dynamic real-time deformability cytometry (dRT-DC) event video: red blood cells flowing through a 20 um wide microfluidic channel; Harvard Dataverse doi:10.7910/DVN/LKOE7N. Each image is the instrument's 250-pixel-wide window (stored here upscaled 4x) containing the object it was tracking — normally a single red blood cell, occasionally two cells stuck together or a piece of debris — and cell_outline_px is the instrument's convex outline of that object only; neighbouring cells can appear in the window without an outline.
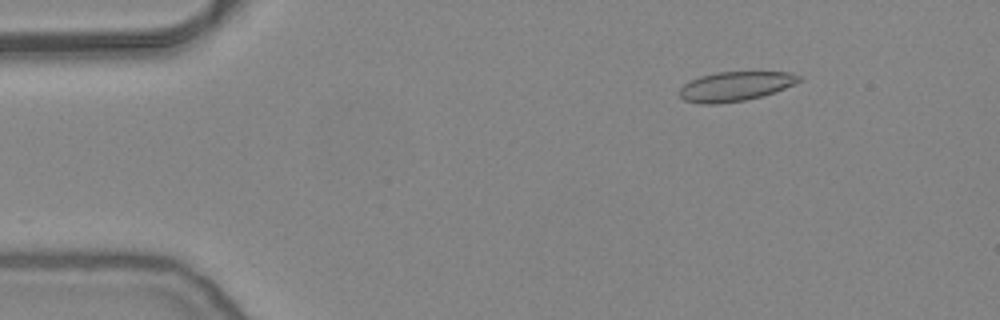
{"species": "common noctule bat (a hibernating species)", "species_latin": "Nyctalus noctula", "temperature_condition": "warm", "stored_images_in_passage": 53, "camera_frame_rate_fps": 3000, "um_per_image_px": 0.085, "animal": {"sex": "female", "body_mass_g": 24.6, "forearm_length_mm": 56.2}, "frame": {"image": 1, "passage_image": 7, "time_ms": 2.0, "image_size_px": [1000, 320], "cell_outline_px": [[804, 80], [764, 96], [744, 100], [720, 104], [700, 104], [684, 100], [680, 96], [680, 88], [684, 84], [700, 76], [716, 72], [792, 72], [800, 76]], "centroid_in_image_um": [62.52, 7.34], "position_along_channel_um": 22.5, "area_um2": 20.58}}
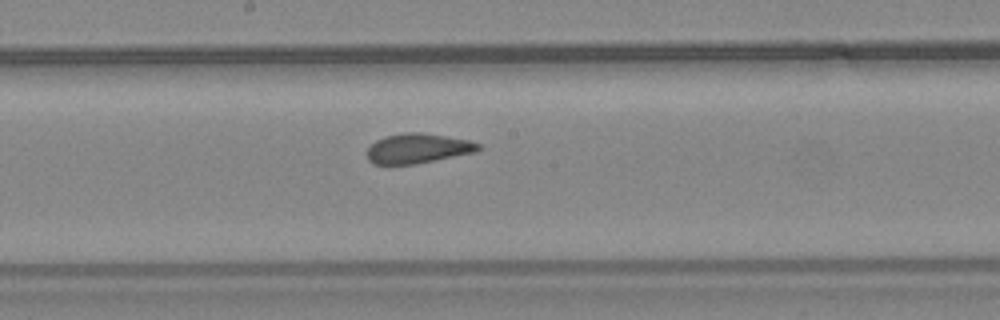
{"frame": {"image": 2, "passage_image": 28, "time_ms": 9.0, "image_size_px": [1000, 320], "cell_outline_px": [[480, 148], [476, 152], [416, 164], [372, 164], [368, 160], [364, 152], [376, 140], [384, 136], [404, 132], [420, 132], [468, 140], [480, 144]], "centroid_in_image_um": [35.46, 12.62], "position_along_channel_um": 212.7, "area_um2": 19.42}}
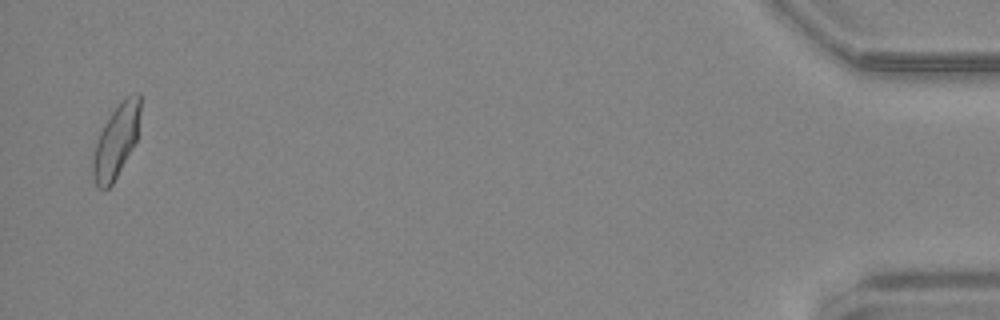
{"frame": {"image": 3, "passage_image": 52, "time_ms": 17.0, "image_size_px": [1000, 320], "cell_outline_px": [[140, 112], [136, 140], [132, 148], [112, 184], [108, 188], [100, 188], [96, 184], [92, 172], [92, 156], [100, 132], [104, 124], [112, 112], [128, 96], [136, 92], [140, 92]], "centroid_in_image_um": [9.86, 11.99], "position_along_channel_um": 425.3, "area_um2": 19.59}, "authors_computed_cell_mechanics": {"area_um2": 20.2878, "velocity_mm_per_s": 3.8204, "shape_relaxation_time_tau1_ms": 5.5199, "shape_relaxation_time_tau2_ms": 0.8861, "deformation_change_tau1": 0.1649, "deformation_change_tau2": 0.0762}}